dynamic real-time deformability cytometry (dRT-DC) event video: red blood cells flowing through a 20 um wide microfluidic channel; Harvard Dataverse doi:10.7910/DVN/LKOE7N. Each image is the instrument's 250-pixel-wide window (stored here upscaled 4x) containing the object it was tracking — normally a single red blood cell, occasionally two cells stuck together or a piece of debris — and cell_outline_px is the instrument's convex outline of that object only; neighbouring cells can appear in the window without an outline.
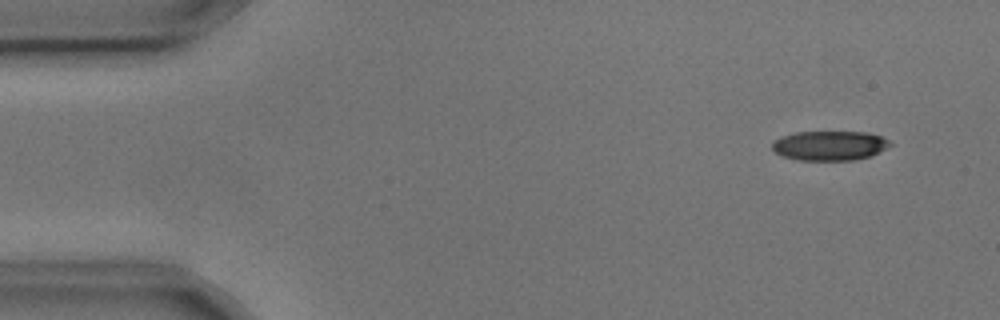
{"species": "common noctule bat (a hibernating species)", "species_latin": "Nyctalus noctula", "temperature_condition": "cold", "stored_images_in_passage": 4, "camera_frame_rate_fps": 3000, "um_per_image_px": 0.085, "animal": {"sex": "male", "body_mass_g": 17.9, "forearm_length_mm": 54.2}, "frame": {"image": 1, "passage_image": 1, "time_ms": 0.0, "image_size_px": [1000, 320], "cell_outline_px": [[892, 144], [868, 156], [852, 160], [796, 160], [780, 156], [772, 148], [772, 140], [780, 136], [796, 132], [868, 132], [880, 136], [888, 140]], "centroid_in_image_um": [70.43, 12.37], "position_along_channel_um": 14.6, "area_um2": 20.23}}
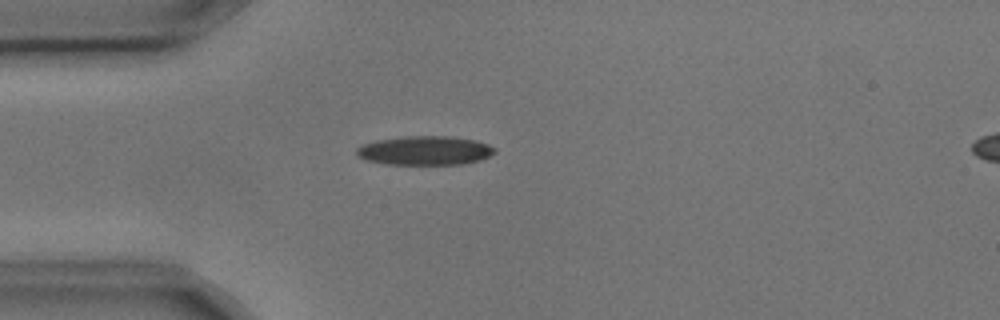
{"frame": {"image": 2, "passage_image": 3, "time_ms": 0.667, "image_size_px": [1000, 320], "cell_outline_px": [[496, 152], [480, 160], [460, 164], [388, 164], [368, 160], [360, 156], [356, 152], [356, 148], [364, 144], [376, 140], [404, 136], [452, 136], [476, 140], [488, 144], [496, 148]], "centroid_in_image_um": [36.16, 12.78], "position_along_channel_um": 48.8, "area_um2": 23.24}}